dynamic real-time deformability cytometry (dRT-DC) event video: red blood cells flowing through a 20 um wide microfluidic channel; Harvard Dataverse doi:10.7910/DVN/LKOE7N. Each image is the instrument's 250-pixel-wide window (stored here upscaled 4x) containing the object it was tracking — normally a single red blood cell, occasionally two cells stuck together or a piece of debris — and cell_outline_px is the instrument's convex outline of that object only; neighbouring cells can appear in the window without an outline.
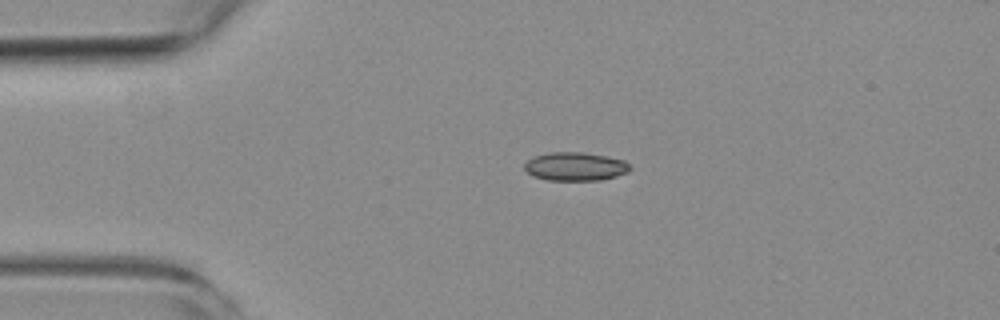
{"species": "common noctule bat (a hibernating species)", "species_latin": "Nyctalus noctula", "temperature_condition": "room temperature", "stored_images_in_passage": 2, "camera_frame_rate_fps": 3000, "um_per_image_px": 0.085, "animal": {"sex": "female", "body_mass_g": 19.3, "forearm_length_mm": 54.1}, "frame": {"image": 1, "passage_image": 1, "time_ms": 0.0, "image_size_px": [1000, 320], "cell_outline_px": [[632, 168], [628, 172], [616, 176], [600, 180], [548, 180], [532, 176], [524, 168], [524, 164], [532, 156], [552, 152], [584, 152], [624, 160]], "centroid_in_image_um": [48.88, 14.15], "position_along_channel_um": 36.1, "area_um2": 17.51}}